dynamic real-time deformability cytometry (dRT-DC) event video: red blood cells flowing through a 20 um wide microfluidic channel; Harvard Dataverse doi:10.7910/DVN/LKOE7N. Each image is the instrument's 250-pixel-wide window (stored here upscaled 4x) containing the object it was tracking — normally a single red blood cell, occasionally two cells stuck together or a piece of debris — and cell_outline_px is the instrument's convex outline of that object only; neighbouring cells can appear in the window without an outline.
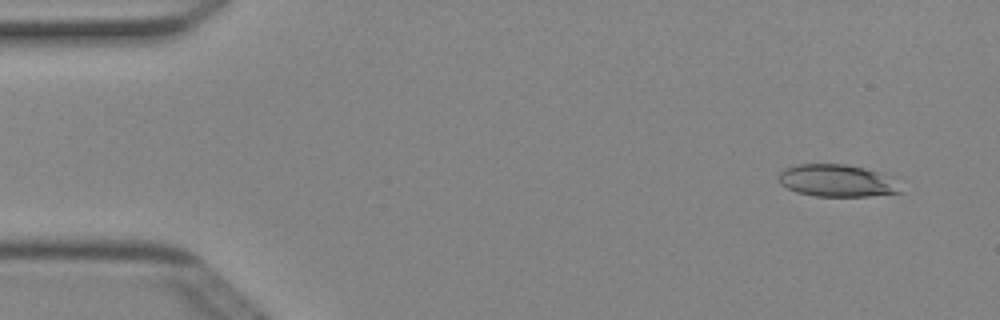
{"species": "Egyptian fruit bat (a non-hibernating species)", "species_latin": "Rousettus aegyptiacus", "temperature_condition": "cold", "stored_images_in_passage": 4, "camera_frame_rate_fps": 3000, "um_per_image_px": 0.085, "animal": {"sex": "female"}, "frame": {"image": 1, "passage_image": 1, "time_ms": 0.0, "image_size_px": [1000, 320], "cell_outline_px": [[900, 192], [868, 196], [816, 196], [796, 192], [780, 184], [776, 176], [784, 168], [796, 164], [844, 164], [864, 168], [880, 172], [892, 176]], "centroid_in_image_um": [71.07, 15.34], "position_along_channel_um": 13.9, "area_um2": 22.89}}